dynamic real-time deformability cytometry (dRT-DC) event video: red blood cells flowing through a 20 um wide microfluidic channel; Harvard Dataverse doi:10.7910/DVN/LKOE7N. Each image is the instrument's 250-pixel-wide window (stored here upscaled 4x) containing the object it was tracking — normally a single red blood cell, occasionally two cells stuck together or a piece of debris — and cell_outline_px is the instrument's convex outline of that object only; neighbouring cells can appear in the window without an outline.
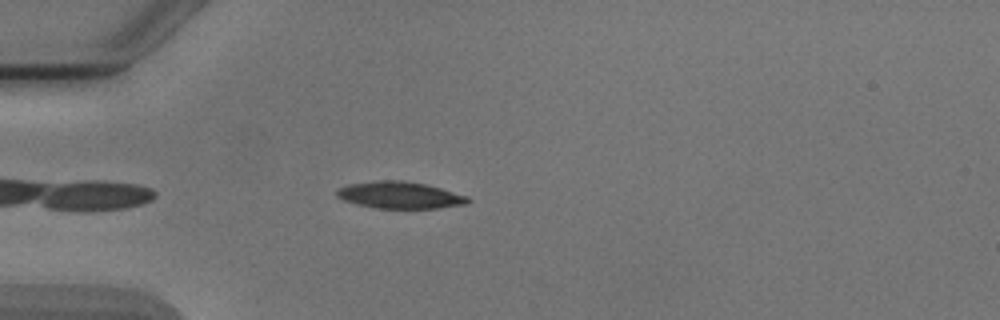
{"species": "Egyptian fruit bat (a non-hibernating species)", "species_latin": "Rousettus aegyptiacus", "temperature_condition": "cold", "stored_images_in_passage": 5, "camera_frame_rate_fps": 3000, "um_per_image_px": 0.085, "animal": {"sex": "male"}, "frame": {"image": 1, "passage_image": 5, "time_ms": 4.667, "image_size_px": [1000, 320], "cell_outline_px": [[472, 200], [468, 204], [436, 208], [376, 208], [356, 204], [344, 200], [336, 196], [336, 192], [340, 188], [348, 184], [376, 180], [400, 180], [428, 184], [468, 196]], "centroid_in_image_um": [34.02, 16.58], "position_along_channel_um": 51.0, "area_um2": 20.63}}